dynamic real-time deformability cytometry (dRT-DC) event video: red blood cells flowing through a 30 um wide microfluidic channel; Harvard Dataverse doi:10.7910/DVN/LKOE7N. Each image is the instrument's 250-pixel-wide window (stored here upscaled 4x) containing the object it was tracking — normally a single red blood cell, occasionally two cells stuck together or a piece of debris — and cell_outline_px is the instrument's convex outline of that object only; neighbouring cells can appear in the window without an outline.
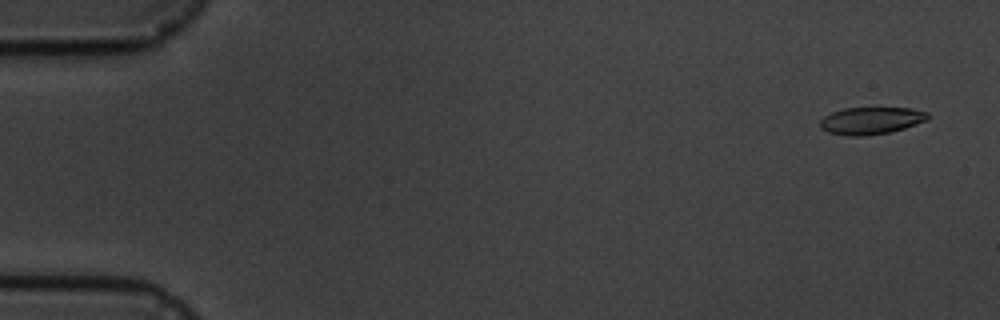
{"species": "common noctule bat (a hibernating species)", "species_latin": "Nyctalus noctula", "temperature_condition": "cold", "stored_images_in_passage": 4, "camera_frame_rate_fps": 3000, "um_per_image_px": 0.085, "animal": {"sex": "male", "body_mass_g": 19.5, "forearm_length_mm": 54.6}, "frame": {"image": 1, "passage_image": 1, "time_ms": 0.0, "image_size_px": [1000, 320], "cell_outline_px": [[928, 120], [904, 128], [888, 132], [864, 136], [848, 136], [828, 132], [820, 128], [820, 120], [824, 116], [832, 112], [844, 108], [912, 108], [928, 112]], "centroid_in_image_um": [74.03, 10.25], "position_along_channel_um": 11.0, "area_um2": 17.05}}